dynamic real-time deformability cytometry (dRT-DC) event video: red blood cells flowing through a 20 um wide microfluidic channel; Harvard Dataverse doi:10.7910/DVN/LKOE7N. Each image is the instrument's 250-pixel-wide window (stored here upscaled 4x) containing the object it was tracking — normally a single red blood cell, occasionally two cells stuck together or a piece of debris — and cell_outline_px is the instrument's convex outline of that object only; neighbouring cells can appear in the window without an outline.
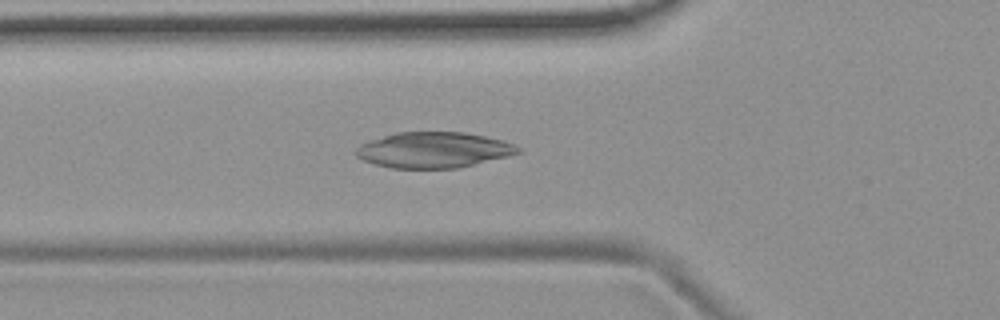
{"species": "common noctule bat (a hibernating species)", "species_latin": "Nyctalus noctula", "temperature_condition": "room temperature", "stored_images_in_passage": 39, "camera_frame_rate_fps": 3000, "um_per_image_px": 0.085, "animal": {"sex": "female", "body_mass_g": 19.9}, "frame": {"image": 1, "passage_image": 4, "time_ms": 1.0, "image_size_px": [1000, 320], "cell_outline_px": [[520, 152], [508, 156], [456, 168], [392, 168], [376, 164], [364, 160], [356, 156], [356, 148], [360, 144], [396, 132], [464, 132], [504, 140], [516, 144], [520, 148]], "centroid_in_image_um": [36.88, 12.74], "position_along_channel_um": 88.9, "area_um2": 33.47}}
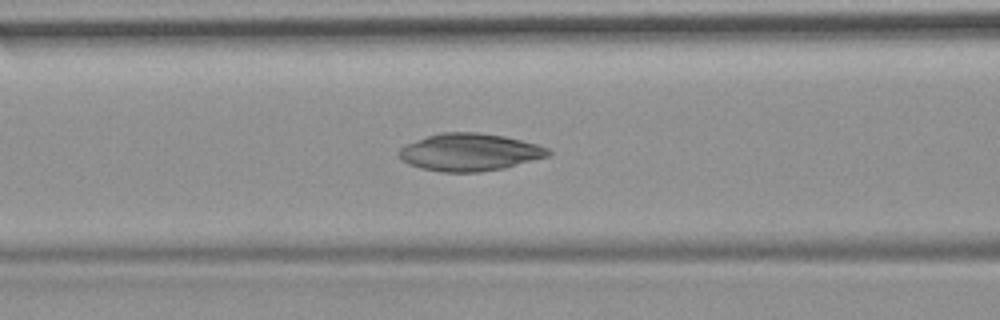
{"frame": {"image": 2, "passage_image": 7, "time_ms": 2.0, "image_size_px": [1000, 320], "cell_outline_px": [[552, 152], [548, 156], [504, 168], [480, 172], [440, 172], [420, 168], [408, 164], [396, 152], [404, 144], [440, 132], [480, 132], [504, 136], [536, 144], [548, 148]], "centroid_in_image_um": [39.89, 12.93], "position_along_channel_um": 126.7, "area_um2": 32.6}}
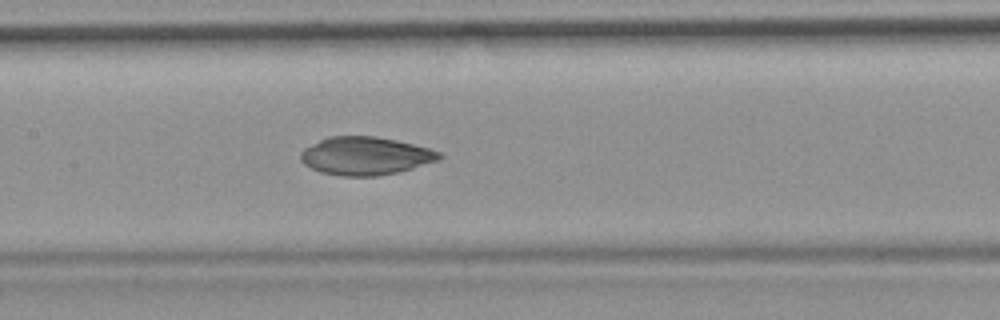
{"frame": {"image": 3, "passage_image": 11, "time_ms": 3.333, "image_size_px": [1000, 320], "cell_outline_px": [[444, 156], [440, 160], [400, 172], [376, 176], [340, 176], [320, 172], [304, 164], [300, 160], [300, 152], [304, 148], [328, 136], [376, 136], [396, 140], [428, 148], [440, 152]], "centroid_in_image_um": [31.07, 13.26], "position_along_channel_um": 176.3, "area_um2": 30.92}}